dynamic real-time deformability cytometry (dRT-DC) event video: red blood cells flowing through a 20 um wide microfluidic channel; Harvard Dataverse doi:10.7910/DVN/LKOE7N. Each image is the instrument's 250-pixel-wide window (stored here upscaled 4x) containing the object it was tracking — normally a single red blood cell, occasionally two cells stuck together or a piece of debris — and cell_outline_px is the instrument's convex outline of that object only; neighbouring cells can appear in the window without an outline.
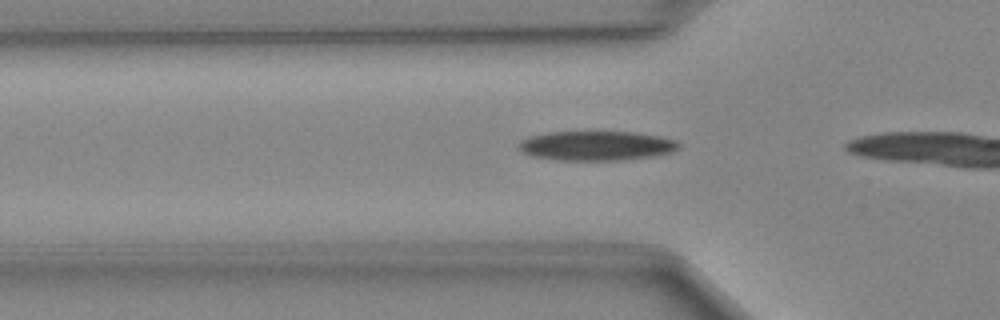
{"species": "Egyptian fruit bat (a non-hibernating species)", "species_latin": "Rousettus aegyptiacus", "temperature_condition": "cold", "stored_images_in_passage": 8, "camera_frame_rate_fps": 3000, "um_per_image_px": 0.085, "animal": {"sex": "female"}, "frame": {"image": 1, "passage_image": 3, "time_ms": 0.667, "image_size_px": [1000, 320], "cell_outline_px": [[680, 148], [672, 152], [648, 156], [620, 160], [560, 160], [536, 156], [520, 152], [516, 148], [516, 144], [520, 140], [528, 136], [548, 132], [636, 132], [660, 136], [676, 140], [680, 144]], "centroid_in_image_um": [50.64, 12.37], "position_along_channel_um": 75.2, "area_um2": 27.57}}
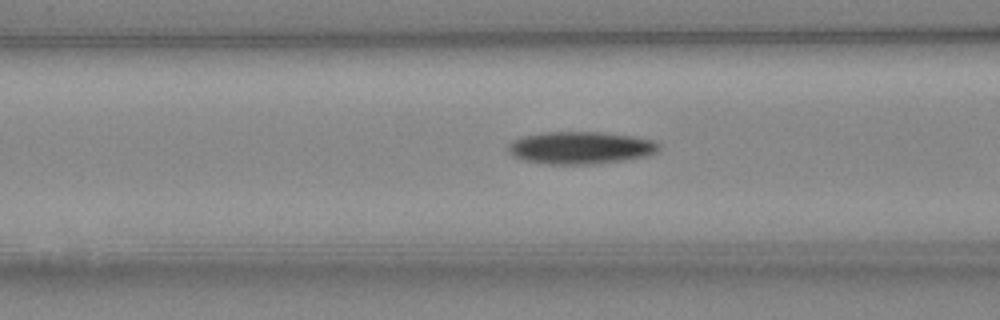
{"frame": {"image": 2, "passage_image": 6, "time_ms": 1.667, "image_size_px": [1000, 320], "cell_outline_px": [[660, 148], [656, 152], [648, 156], [620, 160], [588, 164], [548, 164], [524, 160], [508, 152], [508, 144], [524, 136], [544, 132], [600, 132], [632, 136], [656, 140], [660, 144]], "centroid_in_image_um": [49.39, 12.55], "position_along_channel_um": 117.2, "area_um2": 28.21}}